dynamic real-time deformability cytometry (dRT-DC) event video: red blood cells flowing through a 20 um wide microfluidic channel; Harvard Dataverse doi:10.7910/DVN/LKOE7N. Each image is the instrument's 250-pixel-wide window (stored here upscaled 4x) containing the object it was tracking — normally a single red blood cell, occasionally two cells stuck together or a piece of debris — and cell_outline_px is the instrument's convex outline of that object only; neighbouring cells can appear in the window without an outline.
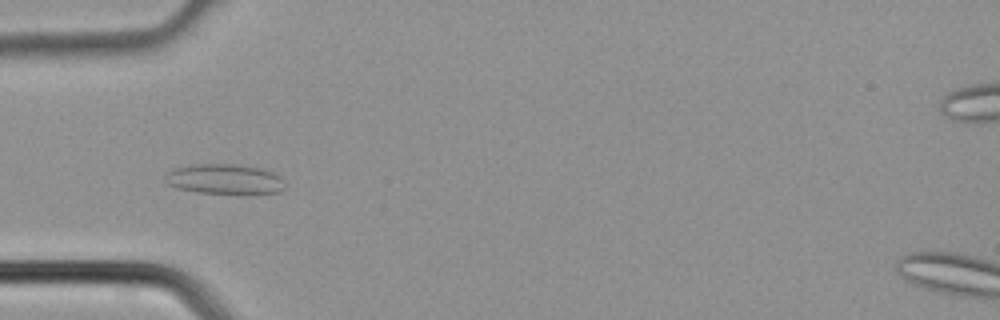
{"species": "common noctule bat (a hibernating species)", "species_latin": "Nyctalus noctula", "temperature_condition": "cold", "stored_images_in_passage": 5, "camera_frame_rate_fps": 3000, "um_per_image_px": 0.085, "animal": {"sex": "male", "body_mass_g": 21.5, "forearm_length_mm": 52.0}, "frame": {"image": 1, "passage_image": 4, "time_ms": 1.0, "image_size_px": [1000, 320], "cell_outline_px": [[284, 188], [280, 192], [248, 196], [244, 196], [196, 192], [176, 188], [168, 184], [164, 180], [164, 176], [172, 168], [192, 164], [240, 164], [260, 168], [272, 172], [280, 176]], "centroid_in_image_um": [19.09, 15.26], "position_along_channel_um": 65.9, "area_um2": 21.91}}